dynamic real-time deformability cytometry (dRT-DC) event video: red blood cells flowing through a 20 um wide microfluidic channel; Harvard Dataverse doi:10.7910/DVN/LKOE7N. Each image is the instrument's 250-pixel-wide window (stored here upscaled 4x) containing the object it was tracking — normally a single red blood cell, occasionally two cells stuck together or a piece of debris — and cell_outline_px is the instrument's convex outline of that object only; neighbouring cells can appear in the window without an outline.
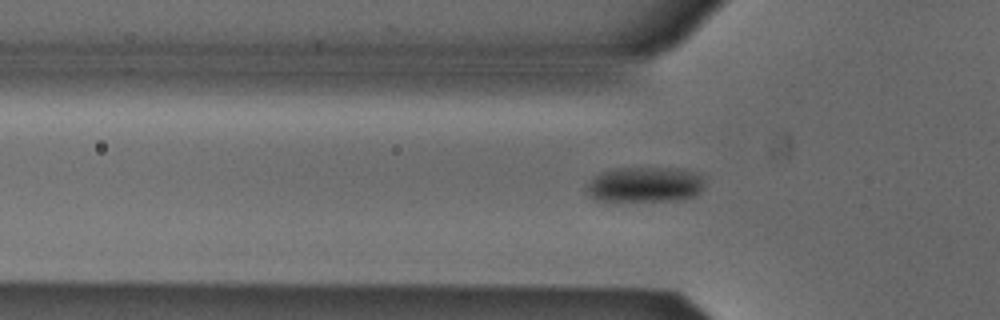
{"species": "Egyptian fruit bat (a non-hibernating species)", "species_latin": "Rousettus aegyptiacus", "temperature_condition": "cold", "stored_images_in_passage": 53, "segment_of_instrument_passage": [1, 2], "camera_frame_rate_fps": 3000, "um_per_image_px": 0.085, "animal": {"sex": "male"}, "frame": {"image": 1, "passage_image": 16, "time_ms": 5.0, "image_size_px": [1000, 320], "cell_outline_px": [[704, 184], [700, 192], [696, 196], [680, 200], [596, 200], [588, 196], [584, 184], [600, 172], [612, 168], [680, 168], [692, 172], [700, 176], [704, 180]], "centroid_in_image_um": [54.77, 15.68], "position_along_channel_um": 71.0, "area_um2": 24.45}}
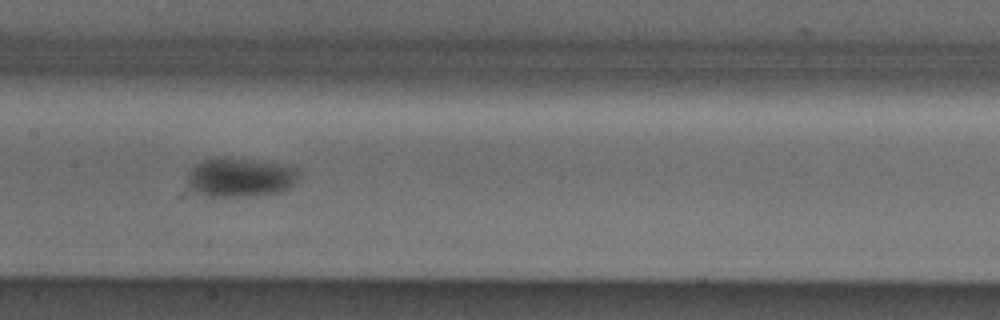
{"frame": {"image": 2, "passage_image": 25, "time_ms": 8.0, "image_size_px": [1000, 320], "cell_outline_px": [[300, 172], [292, 184], [288, 188], [280, 192], [252, 196], [208, 196], [196, 192], [188, 188], [188, 172], [196, 164], [204, 160], [252, 160], [284, 164], [300, 168]], "centroid_in_image_um": [20.45, 15.11], "position_along_channel_um": 187.0, "area_um2": 24.8}}
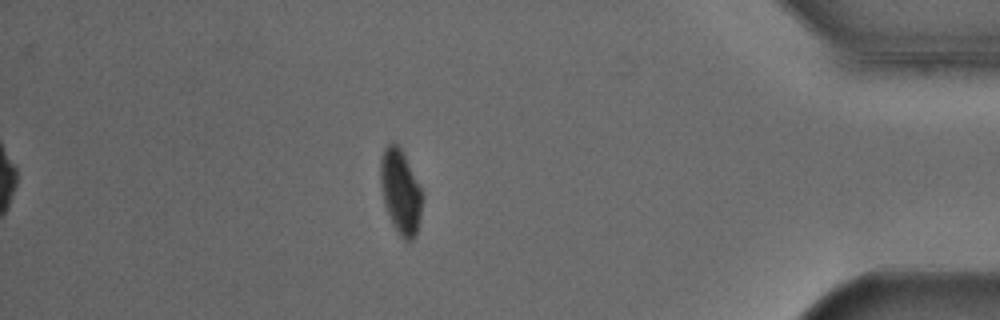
{"frame": {"image": 3, "passage_image": 45, "time_ms": 14.667, "image_size_px": [1000, 320], "cell_outline_px": [[424, 196], [416, 236], [412, 240], [404, 240], [400, 236], [392, 224], [384, 204], [380, 184], [380, 160], [384, 148], [392, 140], [400, 148]], "centroid_in_image_um": [34.03, 16.32], "position_along_channel_um": 401.2, "area_um2": 20.46}}